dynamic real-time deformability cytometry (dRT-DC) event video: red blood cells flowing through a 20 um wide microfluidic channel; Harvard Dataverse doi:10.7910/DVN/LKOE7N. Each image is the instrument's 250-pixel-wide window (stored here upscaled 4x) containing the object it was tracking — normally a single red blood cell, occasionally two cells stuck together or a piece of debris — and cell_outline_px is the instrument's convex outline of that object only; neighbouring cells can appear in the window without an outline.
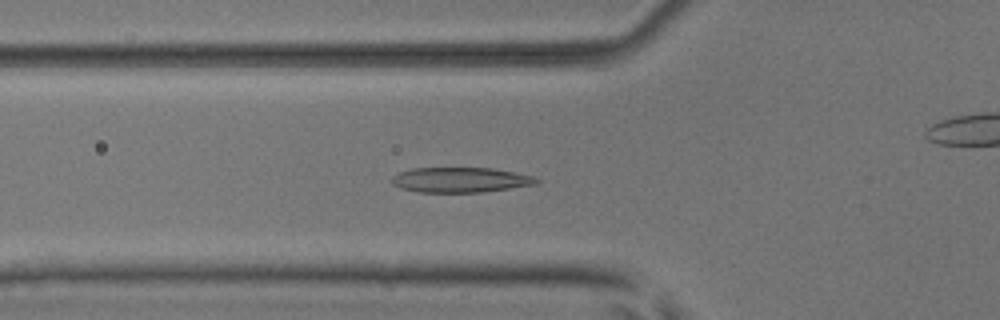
{"species": "common noctule bat (a hibernating species)", "species_latin": "Nyctalus noctula", "temperature_condition": "room temperature", "stored_images_in_passage": 53, "camera_frame_rate_fps": 3000, "um_per_image_px": 0.085, "animal": {"sex": "male", "body_mass_g": 17.9, "forearm_length_mm": 54.2}, "frame": {"image": 1, "passage_image": 19, "time_ms": 6.0, "image_size_px": [1000, 320], "cell_outline_px": [[540, 180], [536, 184], [484, 192], [420, 192], [400, 188], [392, 184], [392, 176], [400, 172], [412, 168], [492, 168], [532, 176]], "centroid_in_image_um": [39.1, 15.29], "position_along_channel_um": 86.7, "area_um2": 20.98}}
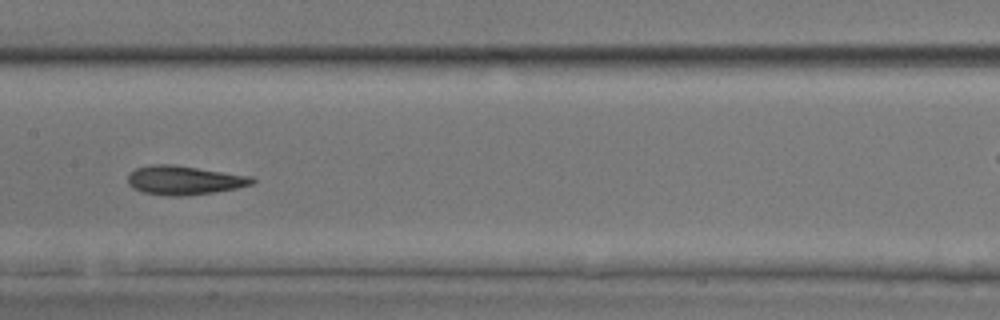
{"frame": {"image": 2, "passage_image": 27, "time_ms": 8.667, "image_size_px": [1000, 320], "cell_outline_px": [[256, 180], [252, 184], [236, 188], [212, 192], [184, 196], [164, 196], [144, 192], [132, 188], [128, 184], [128, 176], [136, 168], [152, 164], [172, 164], [252, 176]], "centroid_in_image_um": [15.64, 15.32], "position_along_channel_um": 191.8, "area_um2": 20.92}}
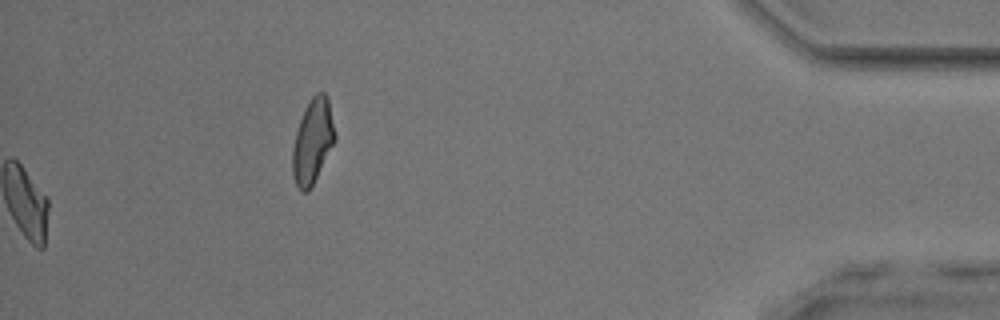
{"frame": {"image": 3, "passage_image": 53, "time_ms": 17.333, "image_size_px": [1000, 320], "cell_outline_px": [[336, 140], [308, 192], [300, 192], [296, 184], [292, 172], [292, 148], [296, 132], [300, 120], [312, 96], [316, 92], [324, 92], [328, 96], [336, 136]], "centroid_in_image_um": [26.58, 12.01], "position_along_channel_um": 408.6, "area_um2": 20.75}, "authors_computed_cell_mechanics": {"area_um2": 20.7502, "velocity_mm_per_s": 3.9385, "shape_relaxation_time_tau1_ms": 5.1047, "shape_relaxation_time_tau2_ms": 2.2882, "deformation_change_tau1": 0.1752, "deformation_change_tau2": 0.0987}}